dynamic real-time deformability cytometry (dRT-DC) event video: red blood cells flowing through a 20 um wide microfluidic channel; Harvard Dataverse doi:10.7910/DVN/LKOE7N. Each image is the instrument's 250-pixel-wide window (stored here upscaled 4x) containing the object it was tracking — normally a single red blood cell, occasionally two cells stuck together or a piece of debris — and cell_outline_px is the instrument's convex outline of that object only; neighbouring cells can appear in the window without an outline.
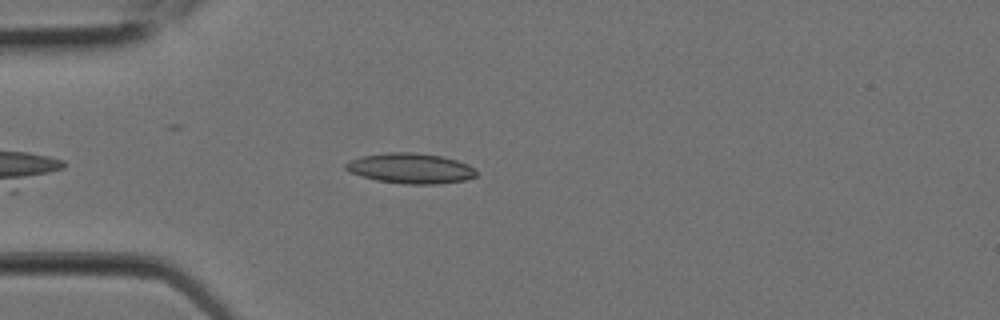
{"species": "Egyptian fruit bat (a non-hibernating species)", "species_latin": "Rousettus aegyptiacus", "temperature_condition": "room temperature", "stored_images_in_passage": 4, "camera_frame_rate_fps": 3000, "um_per_image_px": 0.085, "animal": {"sex": "female"}, "frame": {"image": 1, "passage_image": 2, "time_ms": 0.333, "image_size_px": [1000, 320], "cell_outline_px": [[476, 176], [464, 180], [440, 184], [404, 184], [376, 180], [348, 172], [344, 168], [344, 164], [348, 160], [360, 156], [388, 152], [412, 152], [444, 156], [468, 164], [476, 172]], "centroid_in_image_um": [34.85, 14.3], "position_along_channel_um": 50.2, "area_um2": 23.24}}
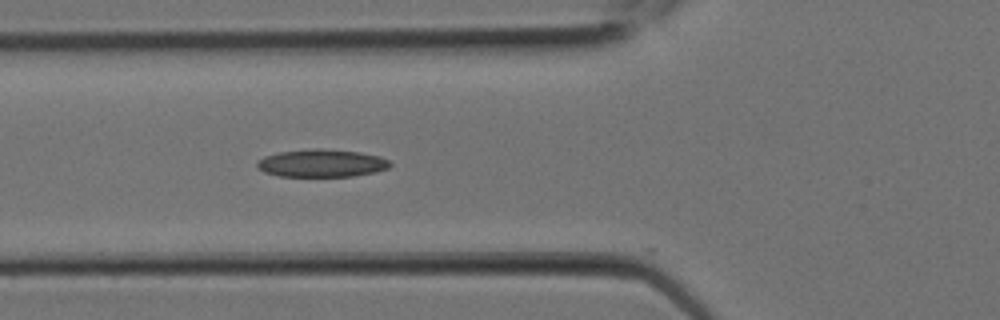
{"frame": {"image": 2, "passage_image": 4, "time_ms": 1.0, "image_size_px": [1000, 320], "cell_outline_px": [[392, 164], [388, 168], [376, 172], [352, 176], [280, 176], [264, 172], [256, 164], [264, 156], [280, 152], [308, 148], [324, 148], [360, 152], [380, 156], [388, 160]], "centroid_in_image_um": [27.37, 13.86], "position_along_channel_um": 98.4, "area_um2": 21.5}}